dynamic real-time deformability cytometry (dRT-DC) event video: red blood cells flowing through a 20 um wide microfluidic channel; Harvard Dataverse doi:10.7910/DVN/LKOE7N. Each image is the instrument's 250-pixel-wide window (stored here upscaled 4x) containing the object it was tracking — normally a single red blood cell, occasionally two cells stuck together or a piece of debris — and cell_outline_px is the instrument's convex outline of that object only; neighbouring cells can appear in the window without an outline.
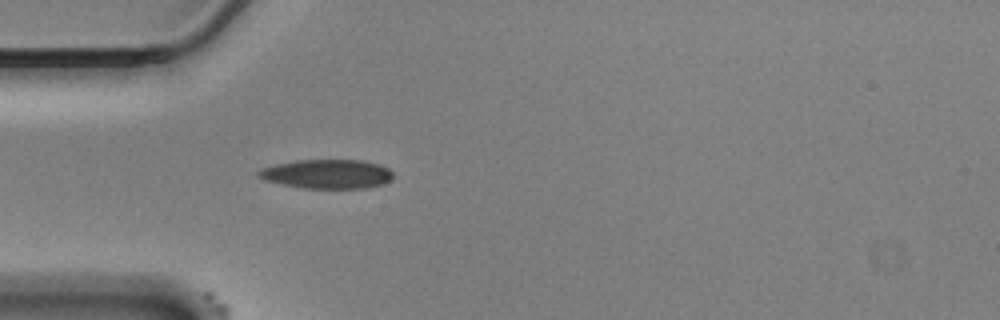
{"species": "Egyptian fruit bat (a non-hibernating species)", "species_latin": "Rousettus aegyptiacus", "temperature_condition": "cold", "stored_images_in_passage": 12, "camera_frame_rate_fps": 3000, "um_per_image_px": 0.085, "animal": {"sex": "male"}, "frame": {"image": 1, "passage_image": 6, "time_ms": 1.667, "image_size_px": [1000, 320], "cell_outline_px": [[392, 180], [384, 184], [368, 188], [304, 188], [280, 184], [264, 180], [256, 176], [256, 172], [260, 168], [276, 164], [296, 160], [360, 160], [380, 164], [388, 168], [392, 172]], "centroid_in_image_um": [27.79, 14.79], "position_along_channel_um": 57.2, "area_um2": 23.12}}